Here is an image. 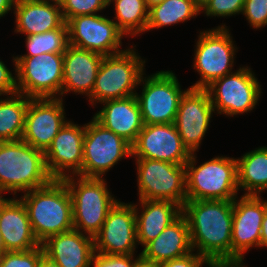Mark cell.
I'll use <instances>...</instances> for the list:
<instances>
[{"label":"cell","mask_w":267,"mask_h":267,"mask_svg":"<svg viewBox=\"0 0 267 267\" xmlns=\"http://www.w3.org/2000/svg\"><path fill=\"white\" fill-rule=\"evenodd\" d=\"M193 251L208 262L231 260L233 200H193L182 206Z\"/></svg>","instance_id":"obj_1"},{"label":"cell","mask_w":267,"mask_h":267,"mask_svg":"<svg viewBox=\"0 0 267 267\" xmlns=\"http://www.w3.org/2000/svg\"><path fill=\"white\" fill-rule=\"evenodd\" d=\"M20 200L40 244L74 228L72 200L63 180L53 179L46 186L25 192Z\"/></svg>","instance_id":"obj_2"},{"label":"cell","mask_w":267,"mask_h":267,"mask_svg":"<svg viewBox=\"0 0 267 267\" xmlns=\"http://www.w3.org/2000/svg\"><path fill=\"white\" fill-rule=\"evenodd\" d=\"M44 151L23 140L0 142V197L28 192L49 184Z\"/></svg>","instance_id":"obj_3"},{"label":"cell","mask_w":267,"mask_h":267,"mask_svg":"<svg viewBox=\"0 0 267 267\" xmlns=\"http://www.w3.org/2000/svg\"><path fill=\"white\" fill-rule=\"evenodd\" d=\"M62 180L72 200L74 229L94 238L119 200L109 191L104 178L73 175Z\"/></svg>","instance_id":"obj_4"},{"label":"cell","mask_w":267,"mask_h":267,"mask_svg":"<svg viewBox=\"0 0 267 267\" xmlns=\"http://www.w3.org/2000/svg\"><path fill=\"white\" fill-rule=\"evenodd\" d=\"M192 153L186 168V201L234 200L238 196L236 158L217 156L197 165Z\"/></svg>","instance_id":"obj_5"},{"label":"cell","mask_w":267,"mask_h":267,"mask_svg":"<svg viewBox=\"0 0 267 267\" xmlns=\"http://www.w3.org/2000/svg\"><path fill=\"white\" fill-rule=\"evenodd\" d=\"M134 47L136 45L120 53L104 56L92 94L88 98L91 105L136 95L135 89L145 72L146 61L141 59Z\"/></svg>","instance_id":"obj_6"},{"label":"cell","mask_w":267,"mask_h":267,"mask_svg":"<svg viewBox=\"0 0 267 267\" xmlns=\"http://www.w3.org/2000/svg\"><path fill=\"white\" fill-rule=\"evenodd\" d=\"M232 39L225 24L200 31L192 65L200 78L190 88L205 89L213 81L234 72L232 69L238 48Z\"/></svg>","instance_id":"obj_7"},{"label":"cell","mask_w":267,"mask_h":267,"mask_svg":"<svg viewBox=\"0 0 267 267\" xmlns=\"http://www.w3.org/2000/svg\"><path fill=\"white\" fill-rule=\"evenodd\" d=\"M141 84L143 85L142 92L136 93V97L143 124L174 123L180 100L188 90L181 89L174 72L160 70L148 76L144 73L139 86Z\"/></svg>","instance_id":"obj_8"},{"label":"cell","mask_w":267,"mask_h":267,"mask_svg":"<svg viewBox=\"0 0 267 267\" xmlns=\"http://www.w3.org/2000/svg\"><path fill=\"white\" fill-rule=\"evenodd\" d=\"M13 57L18 93L31 99L60 98L63 82V53Z\"/></svg>","instance_id":"obj_9"},{"label":"cell","mask_w":267,"mask_h":267,"mask_svg":"<svg viewBox=\"0 0 267 267\" xmlns=\"http://www.w3.org/2000/svg\"><path fill=\"white\" fill-rule=\"evenodd\" d=\"M140 200H167L180 205L186 202V168L154 159L135 158Z\"/></svg>","instance_id":"obj_10"},{"label":"cell","mask_w":267,"mask_h":267,"mask_svg":"<svg viewBox=\"0 0 267 267\" xmlns=\"http://www.w3.org/2000/svg\"><path fill=\"white\" fill-rule=\"evenodd\" d=\"M255 75L250 67L243 66L205 88L217 114L232 117L253 111L262 93Z\"/></svg>","instance_id":"obj_11"},{"label":"cell","mask_w":267,"mask_h":267,"mask_svg":"<svg viewBox=\"0 0 267 267\" xmlns=\"http://www.w3.org/2000/svg\"><path fill=\"white\" fill-rule=\"evenodd\" d=\"M132 156V147L122 137L104 128L93 117L85 124L82 177L103 176L118 161Z\"/></svg>","instance_id":"obj_12"},{"label":"cell","mask_w":267,"mask_h":267,"mask_svg":"<svg viewBox=\"0 0 267 267\" xmlns=\"http://www.w3.org/2000/svg\"><path fill=\"white\" fill-rule=\"evenodd\" d=\"M69 45L100 53L104 56L124 51V34L117 28L113 19L100 14L79 15L68 22Z\"/></svg>","instance_id":"obj_13"},{"label":"cell","mask_w":267,"mask_h":267,"mask_svg":"<svg viewBox=\"0 0 267 267\" xmlns=\"http://www.w3.org/2000/svg\"><path fill=\"white\" fill-rule=\"evenodd\" d=\"M134 203L120 200L109 211L99 233L94 237L96 253L135 254L137 248Z\"/></svg>","instance_id":"obj_14"},{"label":"cell","mask_w":267,"mask_h":267,"mask_svg":"<svg viewBox=\"0 0 267 267\" xmlns=\"http://www.w3.org/2000/svg\"><path fill=\"white\" fill-rule=\"evenodd\" d=\"M213 112L216 113L205 89L189 87L182 96L174 125L191 154L198 152Z\"/></svg>","instance_id":"obj_15"},{"label":"cell","mask_w":267,"mask_h":267,"mask_svg":"<svg viewBox=\"0 0 267 267\" xmlns=\"http://www.w3.org/2000/svg\"><path fill=\"white\" fill-rule=\"evenodd\" d=\"M64 108L63 99L60 98L30 99L21 140L45 152L68 122Z\"/></svg>","instance_id":"obj_16"},{"label":"cell","mask_w":267,"mask_h":267,"mask_svg":"<svg viewBox=\"0 0 267 267\" xmlns=\"http://www.w3.org/2000/svg\"><path fill=\"white\" fill-rule=\"evenodd\" d=\"M131 147L133 158L154 159L179 165H185L191 156L174 123L144 125Z\"/></svg>","instance_id":"obj_17"},{"label":"cell","mask_w":267,"mask_h":267,"mask_svg":"<svg viewBox=\"0 0 267 267\" xmlns=\"http://www.w3.org/2000/svg\"><path fill=\"white\" fill-rule=\"evenodd\" d=\"M262 198L242 195L233 200L231 260H244V254L252 247L259 248L261 226L267 210V200Z\"/></svg>","instance_id":"obj_18"},{"label":"cell","mask_w":267,"mask_h":267,"mask_svg":"<svg viewBox=\"0 0 267 267\" xmlns=\"http://www.w3.org/2000/svg\"><path fill=\"white\" fill-rule=\"evenodd\" d=\"M84 134L85 124L79 126L69 120L54 137L44 152L46 168L53 179L82 176Z\"/></svg>","instance_id":"obj_19"},{"label":"cell","mask_w":267,"mask_h":267,"mask_svg":"<svg viewBox=\"0 0 267 267\" xmlns=\"http://www.w3.org/2000/svg\"><path fill=\"white\" fill-rule=\"evenodd\" d=\"M104 55L68 45L63 53L61 99L68 92L91 96Z\"/></svg>","instance_id":"obj_20"},{"label":"cell","mask_w":267,"mask_h":267,"mask_svg":"<svg viewBox=\"0 0 267 267\" xmlns=\"http://www.w3.org/2000/svg\"><path fill=\"white\" fill-rule=\"evenodd\" d=\"M16 198L0 197V231L7 252L27 251L41 246L23 202Z\"/></svg>","instance_id":"obj_21"},{"label":"cell","mask_w":267,"mask_h":267,"mask_svg":"<svg viewBox=\"0 0 267 267\" xmlns=\"http://www.w3.org/2000/svg\"><path fill=\"white\" fill-rule=\"evenodd\" d=\"M41 246L59 267H91L95 253L94 238L74 228L47 238Z\"/></svg>","instance_id":"obj_22"},{"label":"cell","mask_w":267,"mask_h":267,"mask_svg":"<svg viewBox=\"0 0 267 267\" xmlns=\"http://www.w3.org/2000/svg\"><path fill=\"white\" fill-rule=\"evenodd\" d=\"M101 104L103 107L93 115V118L132 146L144 126L136 95L107 100Z\"/></svg>","instance_id":"obj_23"},{"label":"cell","mask_w":267,"mask_h":267,"mask_svg":"<svg viewBox=\"0 0 267 267\" xmlns=\"http://www.w3.org/2000/svg\"><path fill=\"white\" fill-rule=\"evenodd\" d=\"M14 33L26 36L61 28L64 21L59 0H16Z\"/></svg>","instance_id":"obj_24"},{"label":"cell","mask_w":267,"mask_h":267,"mask_svg":"<svg viewBox=\"0 0 267 267\" xmlns=\"http://www.w3.org/2000/svg\"><path fill=\"white\" fill-rule=\"evenodd\" d=\"M193 251L187 219L181 214L154 240L148 242L140 256L148 261L164 263Z\"/></svg>","instance_id":"obj_25"},{"label":"cell","mask_w":267,"mask_h":267,"mask_svg":"<svg viewBox=\"0 0 267 267\" xmlns=\"http://www.w3.org/2000/svg\"><path fill=\"white\" fill-rule=\"evenodd\" d=\"M138 201L142 208L140 213L138 204H134L137 242L144 247L182 214V207L167 200Z\"/></svg>","instance_id":"obj_26"},{"label":"cell","mask_w":267,"mask_h":267,"mask_svg":"<svg viewBox=\"0 0 267 267\" xmlns=\"http://www.w3.org/2000/svg\"><path fill=\"white\" fill-rule=\"evenodd\" d=\"M237 161V184L244 195L261 196L267 190V147L249 151Z\"/></svg>","instance_id":"obj_27"},{"label":"cell","mask_w":267,"mask_h":267,"mask_svg":"<svg viewBox=\"0 0 267 267\" xmlns=\"http://www.w3.org/2000/svg\"><path fill=\"white\" fill-rule=\"evenodd\" d=\"M30 99L18 92L0 99V142L21 140Z\"/></svg>","instance_id":"obj_28"},{"label":"cell","mask_w":267,"mask_h":267,"mask_svg":"<svg viewBox=\"0 0 267 267\" xmlns=\"http://www.w3.org/2000/svg\"><path fill=\"white\" fill-rule=\"evenodd\" d=\"M200 13L193 0H164L149 8L146 31L183 23Z\"/></svg>","instance_id":"obj_29"},{"label":"cell","mask_w":267,"mask_h":267,"mask_svg":"<svg viewBox=\"0 0 267 267\" xmlns=\"http://www.w3.org/2000/svg\"><path fill=\"white\" fill-rule=\"evenodd\" d=\"M112 3L115 7L113 21L126 37L146 32L149 9L145 0H108V5Z\"/></svg>","instance_id":"obj_30"},{"label":"cell","mask_w":267,"mask_h":267,"mask_svg":"<svg viewBox=\"0 0 267 267\" xmlns=\"http://www.w3.org/2000/svg\"><path fill=\"white\" fill-rule=\"evenodd\" d=\"M27 53L15 57H33L43 53H64L69 45L68 25L41 34L26 36Z\"/></svg>","instance_id":"obj_31"},{"label":"cell","mask_w":267,"mask_h":267,"mask_svg":"<svg viewBox=\"0 0 267 267\" xmlns=\"http://www.w3.org/2000/svg\"><path fill=\"white\" fill-rule=\"evenodd\" d=\"M64 21L79 15L98 14L109 7L108 0H59Z\"/></svg>","instance_id":"obj_32"},{"label":"cell","mask_w":267,"mask_h":267,"mask_svg":"<svg viewBox=\"0 0 267 267\" xmlns=\"http://www.w3.org/2000/svg\"><path fill=\"white\" fill-rule=\"evenodd\" d=\"M43 253L42 246L27 251L6 252L0 258V267H37Z\"/></svg>","instance_id":"obj_33"},{"label":"cell","mask_w":267,"mask_h":267,"mask_svg":"<svg viewBox=\"0 0 267 267\" xmlns=\"http://www.w3.org/2000/svg\"><path fill=\"white\" fill-rule=\"evenodd\" d=\"M245 0H211L201 11L207 17H230L242 13Z\"/></svg>","instance_id":"obj_34"},{"label":"cell","mask_w":267,"mask_h":267,"mask_svg":"<svg viewBox=\"0 0 267 267\" xmlns=\"http://www.w3.org/2000/svg\"><path fill=\"white\" fill-rule=\"evenodd\" d=\"M254 29L267 25V0H245L241 13Z\"/></svg>","instance_id":"obj_35"},{"label":"cell","mask_w":267,"mask_h":267,"mask_svg":"<svg viewBox=\"0 0 267 267\" xmlns=\"http://www.w3.org/2000/svg\"><path fill=\"white\" fill-rule=\"evenodd\" d=\"M140 253L135 258L134 254H102L94 253L92 258V267H133ZM135 258V259H134Z\"/></svg>","instance_id":"obj_36"},{"label":"cell","mask_w":267,"mask_h":267,"mask_svg":"<svg viewBox=\"0 0 267 267\" xmlns=\"http://www.w3.org/2000/svg\"><path fill=\"white\" fill-rule=\"evenodd\" d=\"M18 92L16 70L13 76L12 71L7 68L0 59V96L12 95Z\"/></svg>","instance_id":"obj_37"},{"label":"cell","mask_w":267,"mask_h":267,"mask_svg":"<svg viewBox=\"0 0 267 267\" xmlns=\"http://www.w3.org/2000/svg\"><path fill=\"white\" fill-rule=\"evenodd\" d=\"M204 264L208 266L209 262L198 253L192 251L185 256L164 262L163 267H202L205 266Z\"/></svg>","instance_id":"obj_38"},{"label":"cell","mask_w":267,"mask_h":267,"mask_svg":"<svg viewBox=\"0 0 267 267\" xmlns=\"http://www.w3.org/2000/svg\"><path fill=\"white\" fill-rule=\"evenodd\" d=\"M207 267H247L243 263V259H234V260H219L209 262Z\"/></svg>","instance_id":"obj_39"},{"label":"cell","mask_w":267,"mask_h":267,"mask_svg":"<svg viewBox=\"0 0 267 267\" xmlns=\"http://www.w3.org/2000/svg\"><path fill=\"white\" fill-rule=\"evenodd\" d=\"M267 247V210L265 211L263 222L261 226V236L259 248Z\"/></svg>","instance_id":"obj_40"},{"label":"cell","mask_w":267,"mask_h":267,"mask_svg":"<svg viewBox=\"0 0 267 267\" xmlns=\"http://www.w3.org/2000/svg\"><path fill=\"white\" fill-rule=\"evenodd\" d=\"M16 0H0V18L14 9Z\"/></svg>","instance_id":"obj_41"},{"label":"cell","mask_w":267,"mask_h":267,"mask_svg":"<svg viewBox=\"0 0 267 267\" xmlns=\"http://www.w3.org/2000/svg\"><path fill=\"white\" fill-rule=\"evenodd\" d=\"M133 267H163V263L151 262L140 256L134 263Z\"/></svg>","instance_id":"obj_42"},{"label":"cell","mask_w":267,"mask_h":267,"mask_svg":"<svg viewBox=\"0 0 267 267\" xmlns=\"http://www.w3.org/2000/svg\"><path fill=\"white\" fill-rule=\"evenodd\" d=\"M37 267H59L54 260L48 257L46 254H42L39 258Z\"/></svg>","instance_id":"obj_43"},{"label":"cell","mask_w":267,"mask_h":267,"mask_svg":"<svg viewBox=\"0 0 267 267\" xmlns=\"http://www.w3.org/2000/svg\"><path fill=\"white\" fill-rule=\"evenodd\" d=\"M195 6L202 11L211 0H193Z\"/></svg>","instance_id":"obj_44"},{"label":"cell","mask_w":267,"mask_h":267,"mask_svg":"<svg viewBox=\"0 0 267 267\" xmlns=\"http://www.w3.org/2000/svg\"><path fill=\"white\" fill-rule=\"evenodd\" d=\"M5 244L2 239L1 231H0V258L6 253Z\"/></svg>","instance_id":"obj_45"},{"label":"cell","mask_w":267,"mask_h":267,"mask_svg":"<svg viewBox=\"0 0 267 267\" xmlns=\"http://www.w3.org/2000/svg\"><path fill=\"white\" fill-rule=\"evenodd\" d=\"M163 1L164 0H145V3H146V5H147V7L149 9L150 7H152L154 5H157V4H159V3L163 2Z\"/></svg>","instance_id":"obj_46"}]
</instances>
